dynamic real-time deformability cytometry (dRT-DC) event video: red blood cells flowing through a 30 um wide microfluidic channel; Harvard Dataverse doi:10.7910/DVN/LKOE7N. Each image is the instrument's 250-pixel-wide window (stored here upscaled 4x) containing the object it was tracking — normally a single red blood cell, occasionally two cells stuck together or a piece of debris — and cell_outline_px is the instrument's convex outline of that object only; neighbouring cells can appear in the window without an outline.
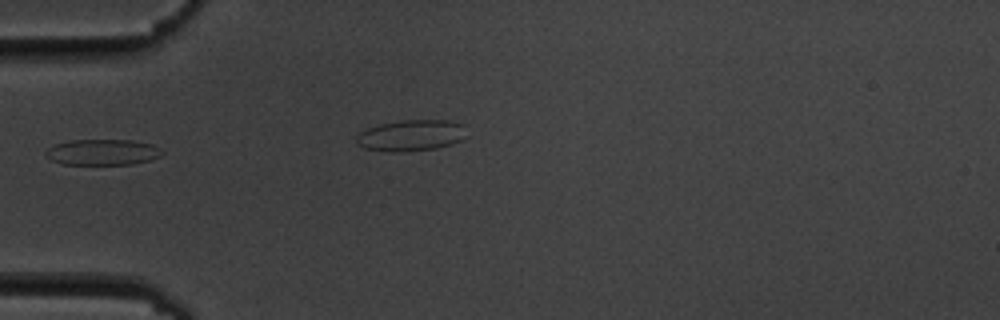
{"species": "common noctule bat (a hibernating species)", "species_latin": "Nyctalus noctula", "temperature_condition": "cold", "stored_images_in_passage": 16, "camera_frame_rate_fps": 3000, "um_per_image_px": 0.085, "animal": {"sex": "male", "body_mass_g": 19.5, "forearm_length_mm": 54.6}, "frame": {"image": 1, "passage_image": 5, "time_ms": 4.667, "image_size_px": [1000, 320], "cell_outline_px": [[164, 152], [160, 156], [148, 160], [132, 164], [64, 164], [52, 160], [44, 156], [44, 152], [48, 148], [56, 144], [72, 140], [132, 140], [152, 144]], "centroid_in_image_um": [8.7, 12.93], "position_along_channel_um": 76.3, "area_um2": 17.4}}
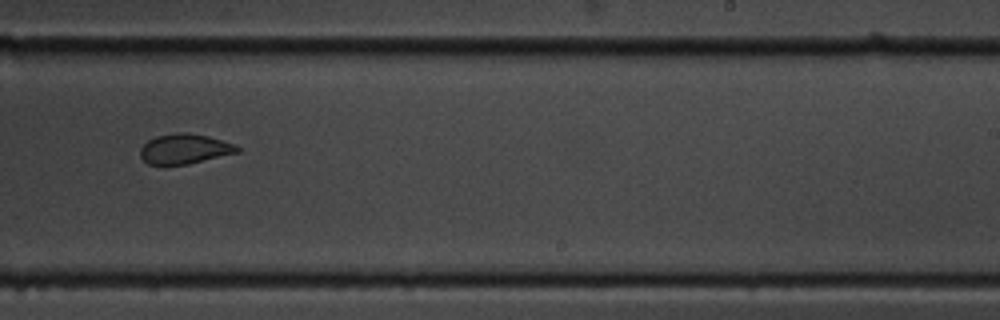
{"frame": {"image": 2, "passage_image": 10, "time_ms": 11.333, "image_size_px": [1000, 320], "cell_outline_px": [[240, 152], [188, 164], [164, 168], [148, 164], [140, 156], [140, 148], [148, 140], [156, 136], [176, 132], [188, 132], [208, 136], [236, 144], [240, 148]], "centroid_in_image_um": [15.66, 12.69], "position_along_channel_um": 273.3, "area_um2": 17.57}}
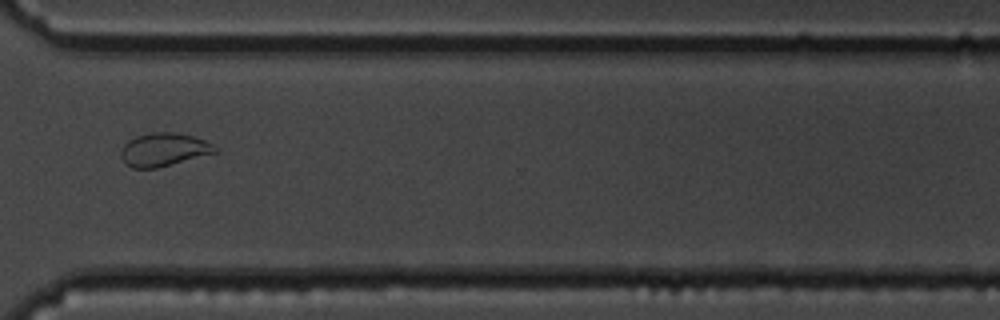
{"frame": {"image": 3, "passage_image": 12, "time_ms": 13.667, "image_size_px": [1000, 320], "cell_outline_px": [[220, 152], [156, 168], [132, 168], [120, 156], [120, 152], [124, 144], [128, 140], [136, 136], [152, 132], [176, 132], [192, 136], [204, 140], [220, 148]], "centroid_in_image_um": [13.96, 12.71], "position_along_channel_um": 356.6, "area_um2": 18.32}, "authors_computed_cell_mechanics": {"area_um2": 18.4093, "velocity_mm_per_s": 3.5543, "shape_relaxation_time_tau1_ms": 10.2182, "shape_relaxation_time_tau2_ms": 2.2027, "deformation_change_tau1": 0.2269, "deformation_change_tau2": 0.0775}}